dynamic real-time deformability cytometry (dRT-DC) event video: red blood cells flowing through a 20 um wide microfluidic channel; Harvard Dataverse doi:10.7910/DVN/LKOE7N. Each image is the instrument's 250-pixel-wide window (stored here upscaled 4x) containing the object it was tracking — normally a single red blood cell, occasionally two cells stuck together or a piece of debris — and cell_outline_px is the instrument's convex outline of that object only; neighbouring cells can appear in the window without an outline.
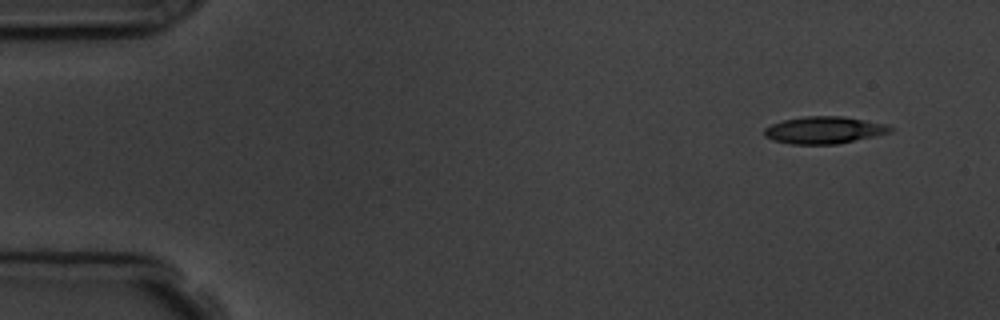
{"species": "common noctule bat (a hibernating species)", "species_latin": "Nyctalus noctula", "temperature_condition": "room temperature", "stored_images_in_passage": 4, "camera_frame_rate_fps": 3000, "um_per_image_px": 0.085, "animal": {"sex": "male", "body_mass_g": 19.5, "forearm_length_mm": 54.6}, "frame": {"image": 1, "passage_image": 1, "time_ms": 0.0, "image_size_px": [1000, 320], "cell_outline_px": [[892, 132], [876, 136], [836, 144], [792, 144], [772, 140], [764, 136], [764, 128], [772, 124], [784, 120], [804, 116], [844, 116], [884, 124], [892, 128]], "centroid_in_image_um": [70.03, 11.06], "position_along_channel_um": 15.0, "area_um2": 19.83}}